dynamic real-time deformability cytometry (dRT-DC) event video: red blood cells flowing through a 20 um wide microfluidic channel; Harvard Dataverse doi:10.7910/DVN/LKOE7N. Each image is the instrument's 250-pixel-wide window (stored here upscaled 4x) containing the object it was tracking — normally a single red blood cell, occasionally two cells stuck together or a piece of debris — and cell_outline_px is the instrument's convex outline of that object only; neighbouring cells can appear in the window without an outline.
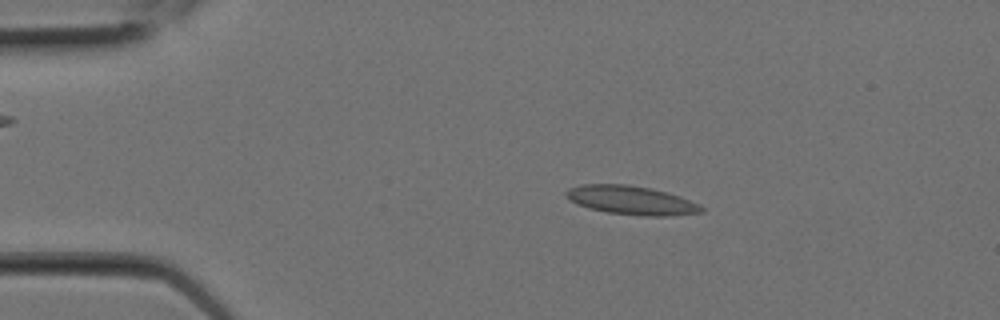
{"species": "Egyptian fruit bat (a non-hibernating species)", "species_latin": "Rousettus aegyptiacus", "temperature_condition": "room temperature", "stored_images_in_passage": 5, "camera_frame_rate_fps": 3000, "um_per_image_px": 0.085, "animal": {"sex": "female"}, "frame": {"image": 1, "passage_image": 3, "time_ms": 0.667, "image_size_px": [1000, 320], "cell_outline_px": [[704, 212], [672, 216], [644, 216], [608, 212], [588, 208], [576, 204], [564, 196], [564, 192], [568, 188], [580, 184], [628, 184], [652, 188], [680, 196], [704, 208]], "centroid_in_image_um": [53.61, 17.01], "position_along_channel_um": 31.4, "area_um2": 22.83}}